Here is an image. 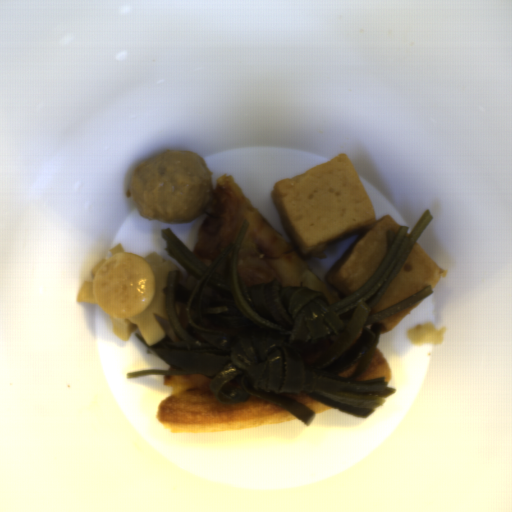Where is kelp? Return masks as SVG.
Here are the masks:
<instances>
[{
	"mask_svg": "<svg viewBox=\"0 0 512 512\" xmlns=\"http://www.w3.org/2000/svg\"><path fill=\"white\" fill-rule=\"evenodd\" d=\"M433 218L428 209L410 234L403 225L386 233L385 253L371 279L339 302L320 290L283 287L280 281L246 288L239 266L245 220L233 244L208 266L173 230L163 228L165 250L182 267L167 274L163 290L167 319L158 318L166 336L152 345L140 332L134 336L174 370L132 371L128 379L201 374L224 405L262 398L308 427L315 413L281 394L303 392L357 418L369 417L396 390L385 377L359 379L378 343L377 321L425 300L434 289L430 285L370 313Z\"/></svg>",
	"mask_w": 512,
	"mask_h": 512,
	"instance_id": "99668d17",
	"label": "kelp"
}]
</instances>
